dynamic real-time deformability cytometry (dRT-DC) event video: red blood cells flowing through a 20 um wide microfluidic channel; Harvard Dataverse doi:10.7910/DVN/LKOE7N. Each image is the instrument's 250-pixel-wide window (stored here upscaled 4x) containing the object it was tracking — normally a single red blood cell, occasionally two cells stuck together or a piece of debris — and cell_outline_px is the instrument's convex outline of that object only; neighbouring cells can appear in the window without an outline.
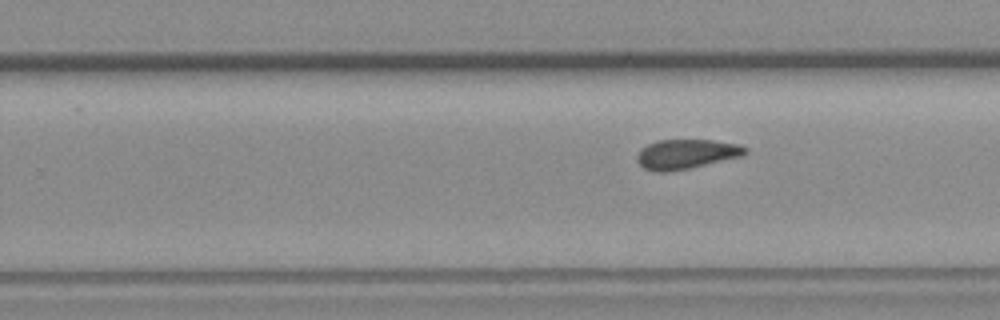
{"species": "common noctule bat (a hibernating species)", "species_latin": "Nyctalus noctula", "temperature_condition": "room temperature", "stored_images_in_passage": 8, "segment_of_instrument_passage": [2, 2], "camera_frame_rate_fps": 3000, "um_per_image_px": 0.085, "animal": {"sex": "female", "body_mass_g": 19.3, "forearm_length_mm": 54.1}, "frame": {"image": 1, "passage_image": 8, "time_ms": 10.333, "image_size_px": [1000, 320], "cell_outline_px": [[748, 152], [744, 156], [688, 168], [664, 172], [656, 172], [644, 168], [636, 160], [636, 156], [640, 148], [648, 144], [660, 140], [712, 140], [740, 144], [748, 148]], "centroid_in_image_um": [58.35, 13.09], "position_along_channel_um": 271.4, "area_um2": 18.73}}